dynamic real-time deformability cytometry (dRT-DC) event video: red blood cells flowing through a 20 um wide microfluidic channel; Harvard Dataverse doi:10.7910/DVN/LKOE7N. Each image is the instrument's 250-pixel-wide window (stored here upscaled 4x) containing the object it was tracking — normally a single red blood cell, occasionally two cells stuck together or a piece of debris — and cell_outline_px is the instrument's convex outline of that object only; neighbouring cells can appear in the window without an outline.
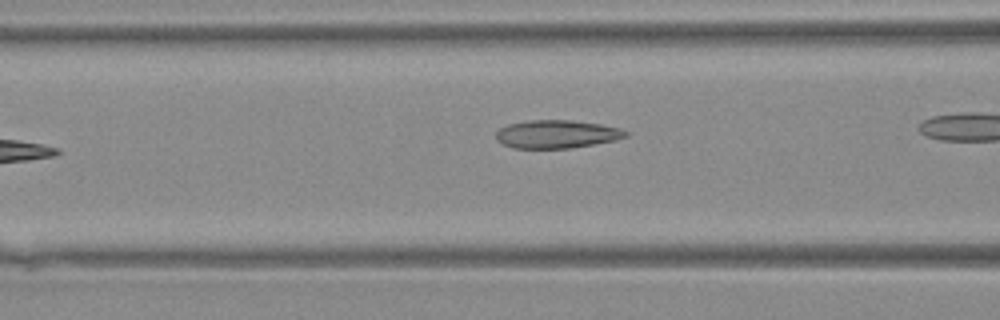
{"species": "Egyptian fruit bat (a non-hibernating species)", "species_latin": "Rousettus aegyptiacus", "temperature_condition": "warm", "stored_images_in_passage": 7, "camera_frame_rate_fps": 3000, "um_per_image_px": 0.085, "animal": {"sex": "female"}, "frame": {"image": 1, "passage_image": 5, "time_ms": 1.333, "image_size_px": [1000, 320], "cell_outline_px": [[628, 136], [616, 140], [572, 148], [512, 148], [496, 140], [496, 132], [500, 128], [508, 124], [528, 120], [572, 120], [600, 124], [620, 128], [628, 132]], "centroid_in_image_um": [47.32, 11.4], "position_along_channel_um": 119.3, "area_um2": 21.33}}